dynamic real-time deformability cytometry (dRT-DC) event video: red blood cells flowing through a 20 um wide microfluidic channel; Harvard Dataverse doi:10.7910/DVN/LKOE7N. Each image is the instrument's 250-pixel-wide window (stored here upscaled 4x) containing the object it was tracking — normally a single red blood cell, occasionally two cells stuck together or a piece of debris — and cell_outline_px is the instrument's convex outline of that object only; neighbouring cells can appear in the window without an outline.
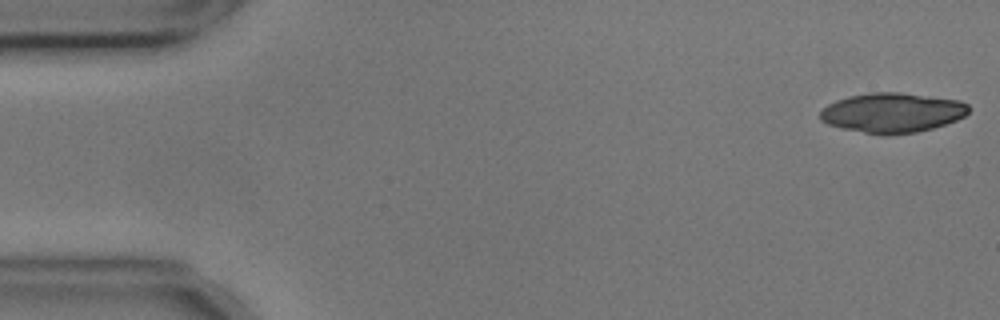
{"species": "common noctule bat (a hibernating species)", "species_latin": "Nyctalus noctula", "temperature_condition": "cold", "stored_images_in_passage": 14, "camera_frame_rate_fps": 3000, "um_per_image_px": 0.085, "animal": {"sex": "male", "body_mass_g": 17.9, "forearm_length_mm": 54.2}, "frame": {"image": 1, "passage_image": 1, "time_ms": 0.0, "image_size_px": [1000, 320], "cell_outline_px": [[968, 112], [964, 116], [956, 120], [932, 128], [916, 132], [864, 132], [840, 128], [828, 124], [820, 120], [820, 112], [828, 104], [836, 100], [848, 96], [872, 92], [900, 92], [960, 100], [968, 104]], "centroid_in_image_um": [75.84, 9.54], "position_along_channel_um": 9.2, "area_um2": 33.7}}